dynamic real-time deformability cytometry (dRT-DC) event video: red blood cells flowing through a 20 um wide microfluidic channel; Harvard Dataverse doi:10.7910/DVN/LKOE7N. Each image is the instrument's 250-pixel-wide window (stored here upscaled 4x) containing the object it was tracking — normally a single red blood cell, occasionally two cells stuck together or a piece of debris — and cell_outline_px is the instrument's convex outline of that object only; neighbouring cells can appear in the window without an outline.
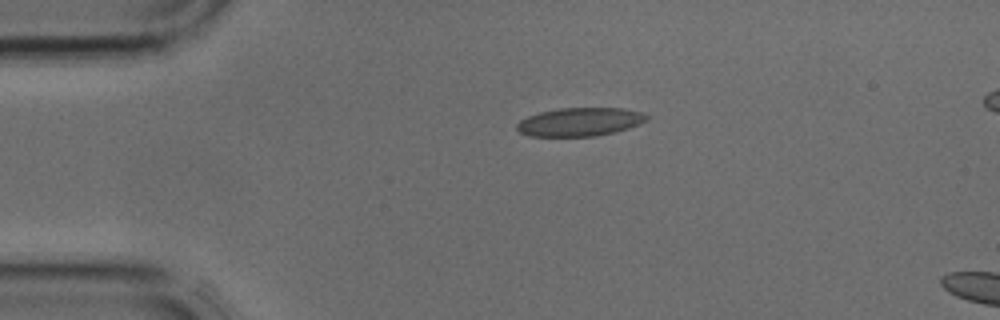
{"species": "common noctule bat (a hibernating species)", "species_latin": "Nyctalus noctula", "temperature_condition": "cold", "stored_images_in_passage": 2, "camera_frame_rate_fps": 3000, "um_per_image_px": 0.085, "animal": {"sex": "male", "body_mass_g": 17.9, "forearm_length_mm": 54.2}, "frame": {"image": 1, "passage_image": 1, "time_ms": 0.0, "image_size_px": [1000, 320], "cell_outline_px": [[652, 116], [648, 120], [640, 124], [628, 128], [596, 136], [528, 136], [520, 132], [516, 128], [516, 124], [520, 120], [528, 116], [540, 112], [560, 108], [620, 108], [640, 112]], "centroid_in_image_um": [49.3, 10.36], "position_along_channel_um": 35.7, "area_um2": 21.5}}